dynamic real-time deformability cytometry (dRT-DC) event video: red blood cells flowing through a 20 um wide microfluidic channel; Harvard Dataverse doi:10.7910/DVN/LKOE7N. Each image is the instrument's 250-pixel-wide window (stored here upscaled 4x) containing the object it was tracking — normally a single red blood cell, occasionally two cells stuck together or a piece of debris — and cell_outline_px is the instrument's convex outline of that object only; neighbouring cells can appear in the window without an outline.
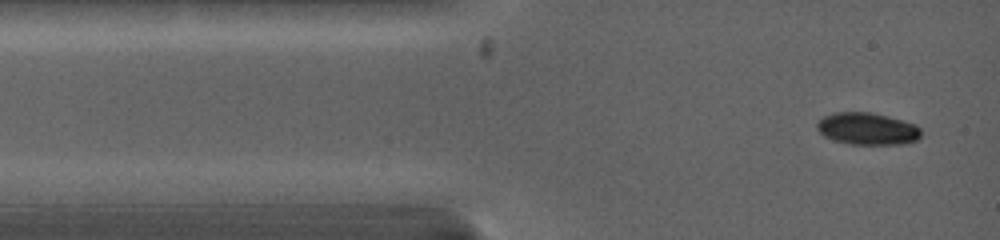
{"species": "common noctule bat (a hibernating species)", "species_latin": "Nyctalus noctula", "temperature_condition": "warm", "stored_images_in_passage": 43, "camera_frame_rate_fps": 5000, "um_per_image_px": 0.085, "animal": {"sex": "female", "body_mass_g": 19.0, "forearm_length_mm": 53.3}, "frame": {"image": 1, "passage_image": 1, "time_ms": 0.0, "image_size_px": [1000, 240], "cell_outline_px": [[920, 136], [916, 140], [904, 144], [848, 144], [832, 140], [824, 136], [816, 128], [816, 124], [824, 116], [836, 112], [872, 112], [888, 116], [916, 124], [920, 128]], "centroid_in_image_um": [73.72, 10.94], "position_along_channel_um": 11.3, "area_um2": 19.54}}
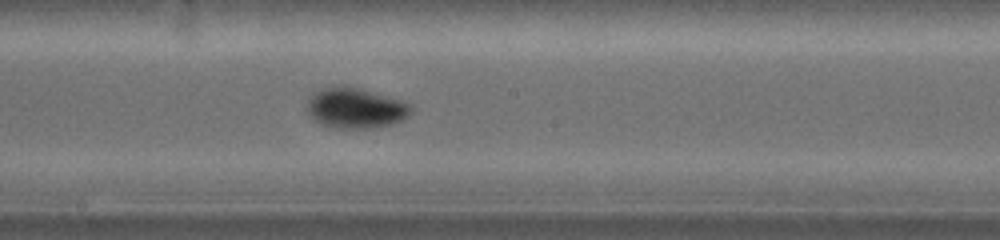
{"frame": {"image": 2, "passage_image": 19, "time_ms": 6.0, "image_size_px": [1000, 240], "cell_outline_px": [[412, 112], [404, 120], [392, 124], [368, 128], [344, 128], [324, 124], [316, 120], [308, 112], [308, 100], [316, 92], [324, 88], [344, 84], [360, 88], [400, 100], [412, 104]], "centroid_in_image_um": [30.28, 9.17], "position_along_channel_um": 217.9, "area_um2": 24.16}}
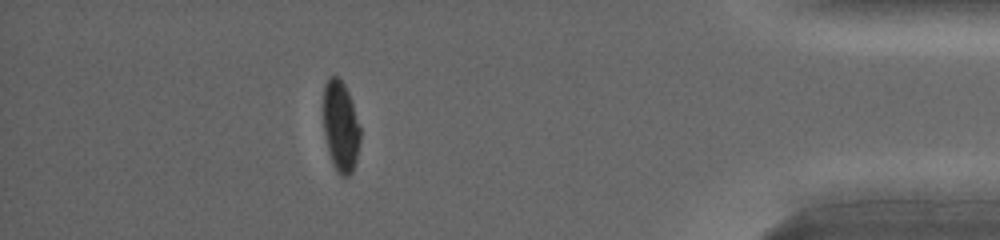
{"frame": {"image": 3, "passage_image": 37, "time_ms": 11.8, "image_size_px": [1000, 240], "cell_outline_px": [[360, 140], [356, 160], [352, 172], [348, 176], [340, 176], [336, 172], [332, 164], [328, 152], [324, 132], [324, 84], [328, 76], [336, 76], [344, 84], [348, 92], [360, 128]], "centroid_in_image_um": [28.94, 10.77], "position_along_channel_um": 406.3, "area_um2": 19.48}, "authors_computed_cell_mechanics": {"area_um2": 21.9062, "velocity_mm_per_s": 4.1228, "shape_relaxation_time_tau1_ms": 2.0767, "shape_relaxation_time_tau2_ms": null, "deformation_change_tau1": 0.1621, "deformation_change_tau2": null}}